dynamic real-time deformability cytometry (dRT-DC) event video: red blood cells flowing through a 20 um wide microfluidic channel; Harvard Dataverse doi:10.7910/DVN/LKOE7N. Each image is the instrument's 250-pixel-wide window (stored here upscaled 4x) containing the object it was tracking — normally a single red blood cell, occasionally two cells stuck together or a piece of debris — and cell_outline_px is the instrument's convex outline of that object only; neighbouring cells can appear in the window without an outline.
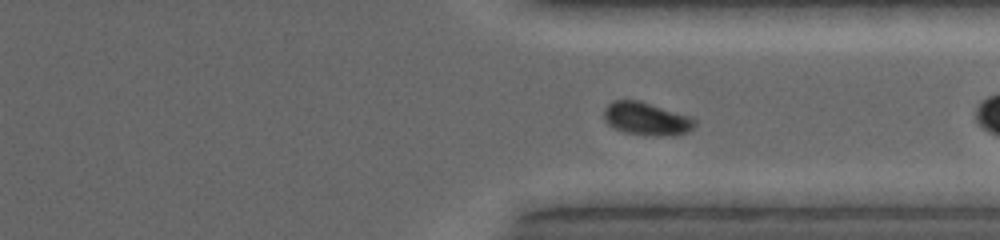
{"species": "common noctule bat (a hibernating species)", "species_latin": "Nyctalus noctula", "temperature_condition": "warm", "stored_images_in_passage": 32, "camera_frame_rate_fps": 5000, "um_per_image_px": 0.085, "animal": {"sex": "female", "body_mass_g": 19.0, "forearm_length_mm": 53.3}, "frame": {"image": 1, "passage_image": 19, "time_ms": 7.8, "image_size_px": [1000, 240], "cell_outline_px": [[696, 124], [688, 132], [672, 136], [664, 136], [624, 132], [608, 124], [604, 120], [604, 108], [612, 100], [640, 100], [688, 116], [696, 120]], "centroid_in_image_um": [54.93, 10.08], "position_along_channel_um": 356.5, "area_um2": 17.28}, "authors_computed_cell_mechanics": {"area_um2": 17.6579, "velocity_mm_per_s": 4.0186, "shape_relaxation_time_tau1_ms": 1.5449, "shape_relaxation_time_tau2_ms": null, "deformation_change_tau1": 0.0901, "deformation_change_tau2": null}}